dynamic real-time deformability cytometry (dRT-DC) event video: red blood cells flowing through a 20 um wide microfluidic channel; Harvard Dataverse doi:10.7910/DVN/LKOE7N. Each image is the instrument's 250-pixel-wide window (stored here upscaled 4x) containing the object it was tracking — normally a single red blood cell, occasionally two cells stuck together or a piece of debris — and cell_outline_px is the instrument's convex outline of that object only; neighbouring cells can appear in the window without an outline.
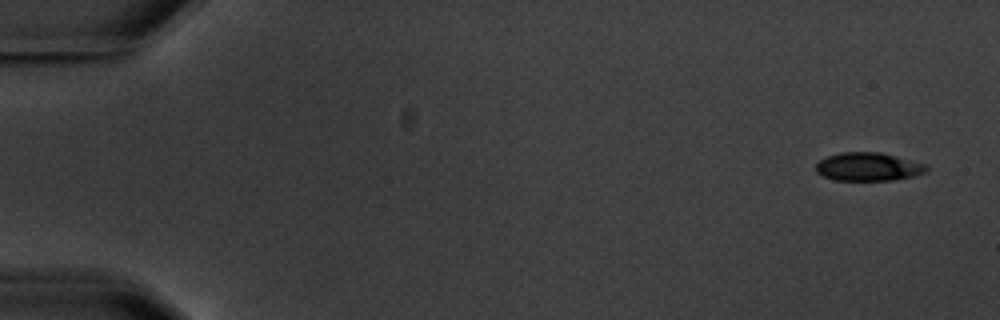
{"species": "common noctule bat (a hibernating species)", "species_latin": "Nyctalus noctula", "temperature_condition": "warm", "stored_images_in_passage": 5, "camera_frame_rate_fps": 3000, "um_per_image_px": 0.085, "animal": {"sex": "male", "body_mass_g": 20.1, "forearm_length_mm": 53.5}, "frame": {"image": 1, "passage_image": 1, "time_ms": 0.0, "image_size_px": [1000, 320], "cell_outline_px": [[928, 168], [924, 172], [912, 176], [892, 180], [832, 180], [816, 172], [816, 164], [820, 160], [828, 156], [840, 152], [880, 152], [928, 164]], "centroid_in_image_um": [73.79, 14.17], "position_along_channel_um": 11.2, "area_um2": 18.21}}
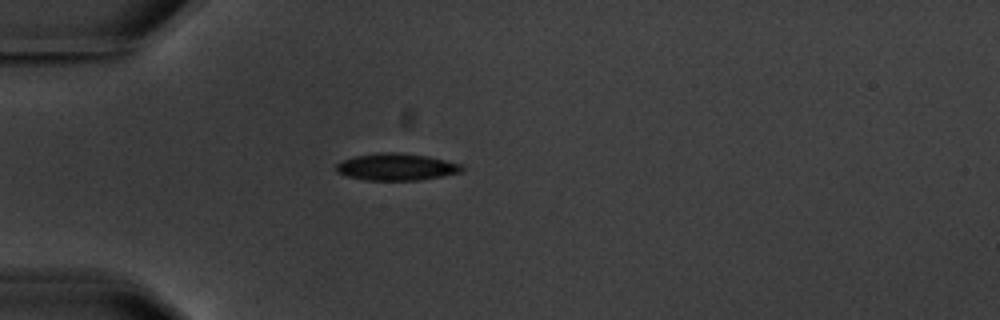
{"frame": {"image": 2, "passage_image": 4, "time_ms": 4.667, "image_size_px": [1000, 320], "cell_outline_px": [[464, 168], [460, 172], [420, 180], [364, 180], [348, 176], [336, 172], [336, 164], [344, 160], [356, 156], [380, 152], [396, 152], [428, 156], [464, 164]], "centroid_in_image_um": [33.71, 14.18], "position_along_channel_um": 51.3, "area_um2": 19.71}}